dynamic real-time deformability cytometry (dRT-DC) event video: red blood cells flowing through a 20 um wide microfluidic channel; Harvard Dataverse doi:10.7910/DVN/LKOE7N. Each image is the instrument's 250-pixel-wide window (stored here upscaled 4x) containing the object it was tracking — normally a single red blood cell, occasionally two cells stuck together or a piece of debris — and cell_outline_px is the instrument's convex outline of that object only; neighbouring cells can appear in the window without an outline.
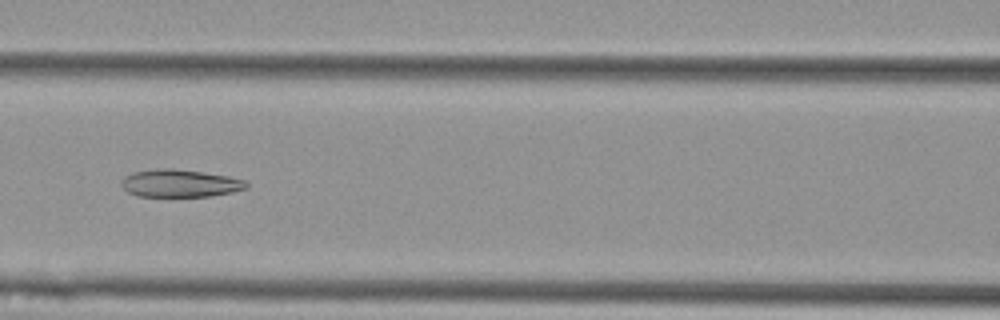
{"species": "Egyptian fruit bat (a non-hibernating species)", "species_latin": "Rousettus aegyptiacus", "temperature_condition": "cold", "stored_images_in_passage": 40, "camera_frame_rate_fps": 3000, "um_per_image_px": 0.085, "animal": {"sex": "female"}, "frame": {"image": 1, "passage_image": 9, "time_ms": 2.667, "image_size_px": [1000, 320], "cell_outline_px": [[248, 188], [232, 192], [212, 196], [136, 196], [128, 192], [120, 184], [120, 180], [124, 176], [132, 172], [156, 168], [172, 168], [228, 176], [244, 180], [248, 184]], "centroid_in_image_um": [15.26, 15.58], "position_along_channel_um": 151.3, "area_um2": 20.17}}
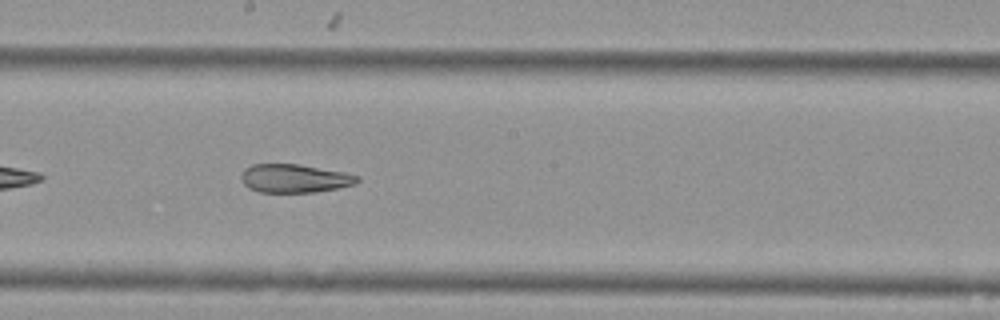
{"frame": {"image": 2, "passage_image": 15, "time_ms": 4.667, "image_size_px": [1000, 320], "cell_outline_px": [[360, 180], [356, 184], [316, 192], [260, 192], [248, 188], [240, 180], [240, 172], [244, 168], [252, 164], [296, 164], [344, 172], [360, 176]], "centroid_in_image_um": [25.0, 15.16], "position_along_channel_um": 223.2, "area_um2": 19.36}}
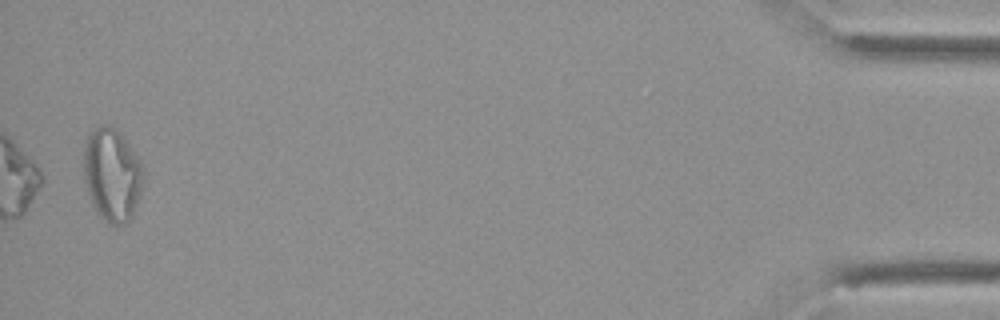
{"frame": {"image": 3, "passage_image": 39, "time_ms": 12.667, "image_size_px": [1000, 320], "cell_outline_px": [[144, 180], [132, 216], [124, 224], [108, 224], [100, 216], [92, 204], [84, 180], [84, 148], [88, 132], [92, 128], [100, 124], [112, 124], [120, 132], [144, 164]], "centroid_in_image_um": [9.53, 14.78], "position_along_channel_um": 425.7, "area_um2": 32.83}, "authors_computed_cell_mechanics": {"area_um2": 21.7039, "velocity_mm_per_s": 3.618, "shape_relaxation_time_tau1_ms": null, "shape_relaxation_time_tau2_ms": 4.3393, "deformation_change_tau1": null, "deformation_change_tau2": 0.1297}}